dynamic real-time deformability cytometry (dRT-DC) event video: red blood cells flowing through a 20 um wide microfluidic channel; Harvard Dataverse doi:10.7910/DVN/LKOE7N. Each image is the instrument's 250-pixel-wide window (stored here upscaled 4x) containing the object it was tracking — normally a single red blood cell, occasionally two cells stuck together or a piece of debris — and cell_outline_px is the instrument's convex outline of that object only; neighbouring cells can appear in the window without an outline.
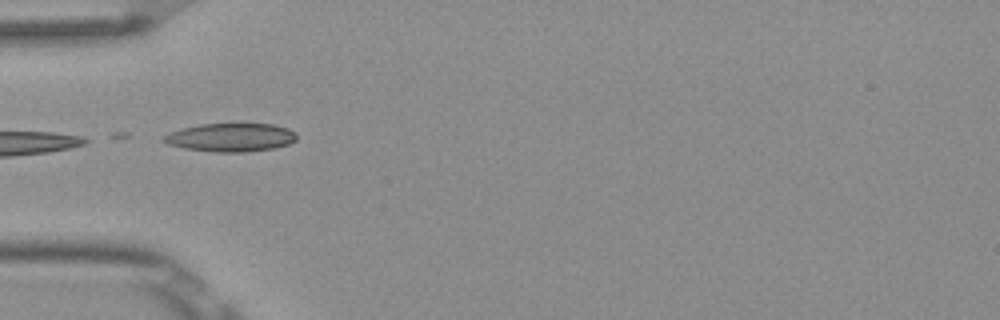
{"species": "Egyptian fruit bat (a non-hibernating species)", "species_latin": "Rousettus aegyptiacus", "temperature_condition": "room temperature", "stored_images_in_passage": 8, "camera_frame_rate_fps": 3000, "um_per_image_px": 0.085, "frame": {"image": 1, "passage_image": 5, "time_ms": 1.333, "image_size_px": [1000, 320], "cell_outline_px": [[296, 140], [288, 144], [276, 148], [244, 152], [216, 152], [184, 148], [168, 144], [160, 140], [164, 136], [180, 128], [200, 124], [272, 124], [288, 128], [296, 132]], "centroid_in_image_um": [19.62, 11.68], "position_along_channel_um": 65.4, "area_um2": 22.02}}
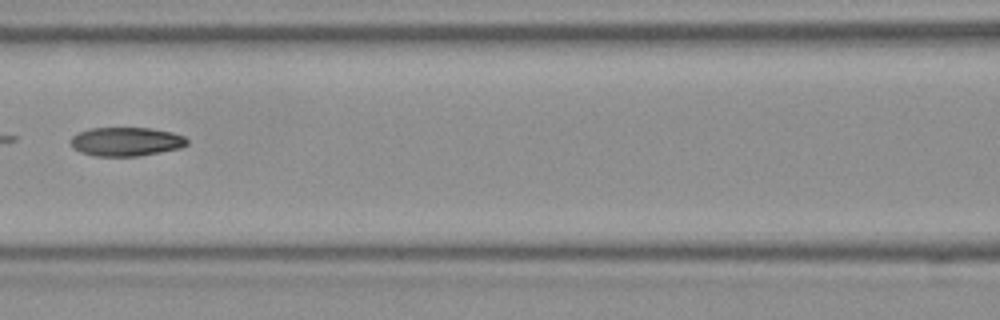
{"frame": {"image": 2, "passage_image": 7, "time_ms": 2.0, "image_size_px": [1000, 320], "cell_outline_px": [[188, 144], [180, 148], [140, 156], [96, 156], [80, 152], [72, 148], [68, 140], [76, 132], [88, 128], [152, 128], [172, 132], [184, 136], [188, 140]], "centroid_in_image_um": [10.67, 12.03], "position_along_channel_um": 155.9, "area_um2": 19.88}}